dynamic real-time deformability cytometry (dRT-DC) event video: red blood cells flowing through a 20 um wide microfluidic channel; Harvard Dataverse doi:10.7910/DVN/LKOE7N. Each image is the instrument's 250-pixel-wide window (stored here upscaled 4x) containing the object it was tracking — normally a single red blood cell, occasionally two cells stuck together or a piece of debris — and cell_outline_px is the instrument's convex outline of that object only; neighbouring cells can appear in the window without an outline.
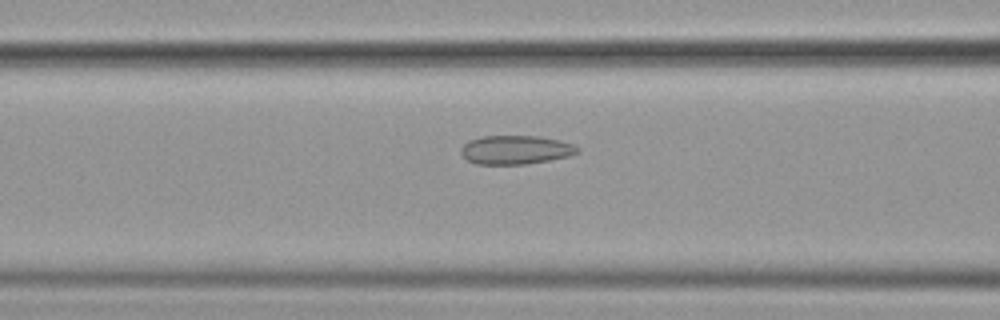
{"species": "common noctule bat (a hibernating species)", "species_latin": "Nyctalus noctula", "temperature_condition": "cold", "stored_images_in_passage": 40, "camera_frame_rate_fps": 3000, "um_per_image_px": 0.085, "animal": {"sex": "female", "body_mass_g": 19.9}, "frame": {"image": 1, "passage_image": 7, "time_ms": 2.0, "image_size_px": [1000, 320], "cell_outline_px": [[580, 152], [568, 156], [548, 160], [524, 164], [476, 164], [468, 160], [460, 152], [460, 148], [468, 140], [484, 136], [536, 136], [560, 140], [572, 144], [580, 148]], "centroid_in_image_um": [43.82, 12.73], "position_along_channel_um": 122.8, "area_um2": 19.48}}
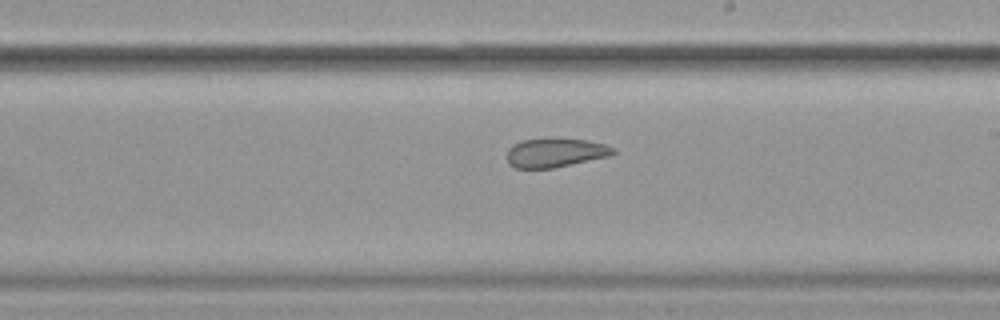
{"frame": {"image": 2, "passage_image": 17, "time_ms": 5.333, "image_size_px": [1000, 320], "cell_outline_px": [[616, 152], [608, 156], [552, 168], [516, 168], [508, 164], [508, 148], [512, 144], [524, 140], [548, 136], [588, 140], [604, 144], [616, 148]], "centroid_in_image_um": [47.19, 12.94], "position_along_channel_um": 241.8, "area_um2": 18.32}}
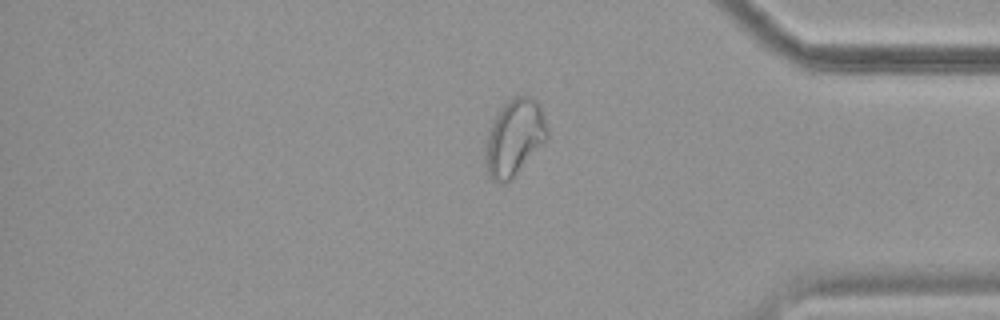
{"frame": {"image": 3, "passage_image": 31, "time_ms": 10.0, "image_size_px": [1000, 320], "cell_outline_px": [[548, 140], [508, 180], [492, 180], [484, 164], [484, 144], [492, 120], [500, 108], [508, 100], [516, 96], [532, 96], [536, 100], [544, 116], [548, 128]], "centroid_in_image_um": [43.71, 11.64], "position_along_channel_um": 391.5, "area_um2": 27.4}, "authors_computed_cell_mechanics": {"area_um2": 20.1144, "velocity_mm_per_s": 3.5808, "shape_relaxation_time_tau1_ms": null, "shape_relaxation_time_tau2_ms": 2.4189, "deformation_change_tau1": null, "deformation_change_tau2": 0.0985}}